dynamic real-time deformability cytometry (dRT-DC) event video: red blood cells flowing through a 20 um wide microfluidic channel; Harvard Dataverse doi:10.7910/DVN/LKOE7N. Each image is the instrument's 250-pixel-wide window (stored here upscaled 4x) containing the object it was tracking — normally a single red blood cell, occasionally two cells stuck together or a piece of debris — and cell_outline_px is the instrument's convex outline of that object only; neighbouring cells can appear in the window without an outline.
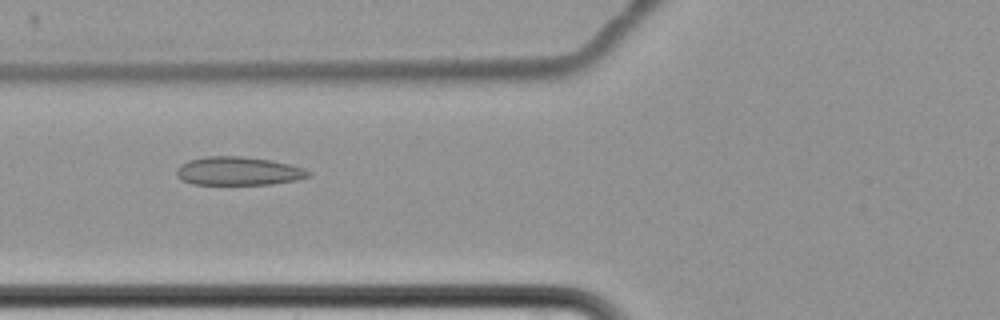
{"species": "common noctule bat (a hibernating species)", "species_latin": "Nyctalus noctula", "temperature_condition": "cold", "stored_images_in_passage": 10, "camera_frame_rate_fps": 3000, "um_per_image_px": 0.085, "animal": {"sex": "female", "body_mass_g": 22.7, "forearm_length_mm": 54.2}, "frame": {"image": 1, "passage_image": 7, "time_ms": 7.333, "image_size_px": [1000, 320], "cell_outline_px": [[312, 176], [296, 180], [272, 184], [192, 184], [180, 180], [176, 176], [176, 168], [180, 164], [188, 160], [204, 156], [240, 156], [272, 160], [304, 168], [312, 172]], "centroid_in_image_um": [20.24, 14.54], "position_along_channel_um": 105.6, "area_um2": 22.14}}
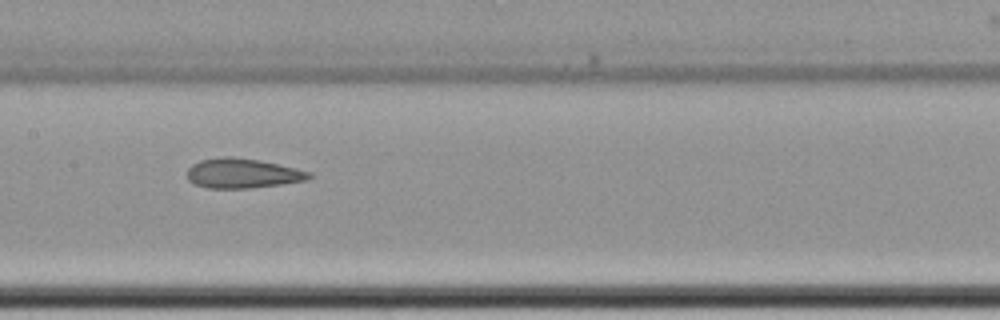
{"frame": {"image": 2, "passage_image": 9, "time_ms": 9.667, "image_size_px": [1000, 320], "cell_outline_px": [[312, 176], [308, 180], [280, 184], [248, 188], [208, 188], [196, 184], [188, 180], [188, 168], [192, 164], [200, 160], [224, 156], [232, 156], [256, 160], [296, 168], [312, 172]], "centroid_in_image_um": [20.61, 14.73], "position_along_channel_um": 186.8, "area_um2": 20.92}}
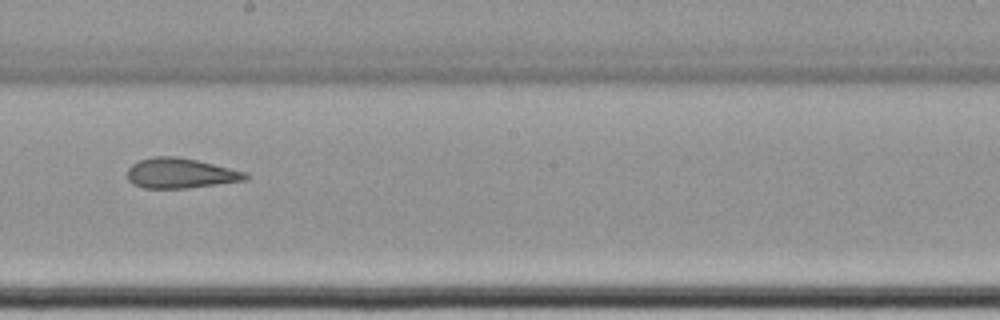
{"frame": {"image": 3, "passage_image": 10, "time_ms": 11.0, "image_size_px": [1000, 320], "cell_outline_px": [[248, 180], [188, 188], [144, 188], [132, 184], [128, 180], [128, 168], [132, 164], [140, 160], [152, 156], [176, 156], [196, 160], [248, 172]], "centroid_in_image_um": [15.35, 14.72], "position_along_channel_um": 232.9, "area_um2": 20.81}}